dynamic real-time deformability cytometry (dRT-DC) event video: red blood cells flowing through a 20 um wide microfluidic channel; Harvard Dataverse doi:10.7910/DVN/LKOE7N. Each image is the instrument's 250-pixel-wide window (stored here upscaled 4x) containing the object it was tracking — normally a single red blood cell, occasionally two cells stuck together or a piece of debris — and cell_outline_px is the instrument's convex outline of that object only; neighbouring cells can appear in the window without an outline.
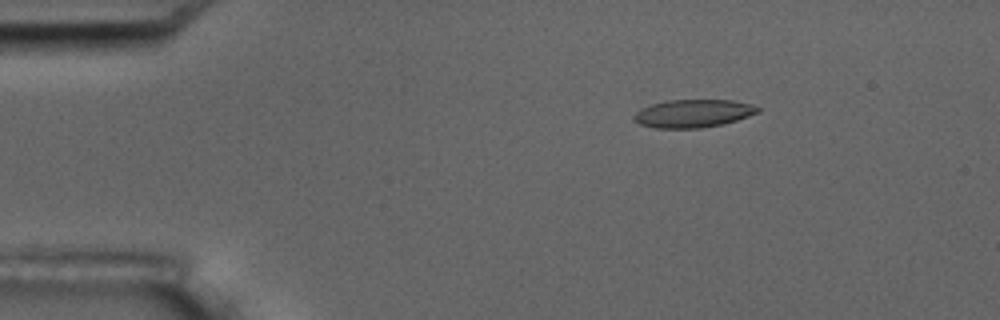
{"species": "common noctule bat (a hibernating species)", "species_latin": "Nyctalus noctula", "temperature_condition": "room temperature", "stored_images_in_passage": 3, "camera_frame_rate_fps": 3000, "um_per_image_px": 0.085, "animal": {"sex": "male", "body_mass_g": 17.5, "forearm_length_mm": 52.3}, "frame": {"image": 1, "passage_image": 2, "time_ms": 2.0, "image_size_px": [1000, 320], "cell_outline_px": [[760, 112], [736, 120], [720, 124], [700, 128], [656, 128], [640, 124], [632, 120], [632, 116], [640, 108], [664, 100], [732, 100], [752, 104], [760, 108]], "centroid_in_image_um": [58.88, 9.63], "position_along_channel_um": 26.1, "area_um2": 20.23}}